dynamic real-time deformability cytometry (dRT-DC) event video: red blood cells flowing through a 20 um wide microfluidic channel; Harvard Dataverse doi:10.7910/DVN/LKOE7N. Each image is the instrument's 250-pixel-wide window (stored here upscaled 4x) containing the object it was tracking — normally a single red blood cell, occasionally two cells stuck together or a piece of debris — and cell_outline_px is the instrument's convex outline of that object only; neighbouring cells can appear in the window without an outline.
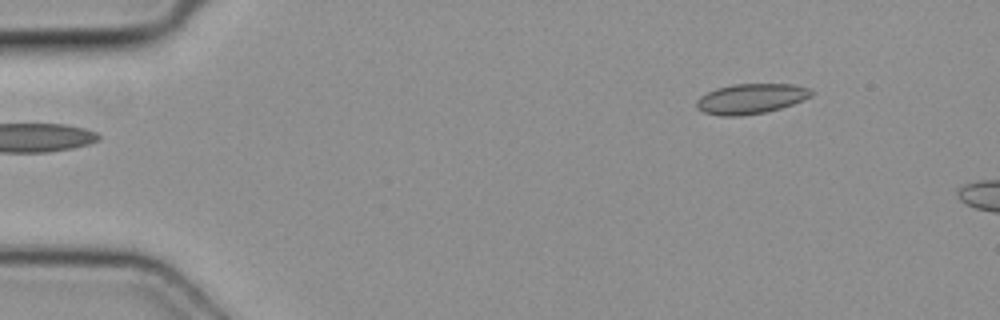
{"species": "common noctule bat (a hibernating species)", "species_latin": "Nyctalus noctula", "temperature_condition": "cold", "stored_images_in_passage": 3, "camera_frame_rate_fps": 3000, "um_per_image_px": 0.085, "animal": {"sex": "female", "body_mass_g": 19.3, "forearm_length_mm": 54.1}, "frame": {"image": 1, "passage_image": 3, "time_ms": 0.667, "image_size_px": [1000, 320], "cell_outline_px": [[816, 92], [812, 96], [804, 100], [780, 108], [764, 112], [740, 116], [720, 116], [704, 112], [696, 108], [696, 100], [700, 96], [716, 88], [732, 84], [792, 84], [808, 88]], "centroid_in_image_um": [63.83, 8.39], "position_along_channel_um": 21.2, "area_um2": 20.23}}